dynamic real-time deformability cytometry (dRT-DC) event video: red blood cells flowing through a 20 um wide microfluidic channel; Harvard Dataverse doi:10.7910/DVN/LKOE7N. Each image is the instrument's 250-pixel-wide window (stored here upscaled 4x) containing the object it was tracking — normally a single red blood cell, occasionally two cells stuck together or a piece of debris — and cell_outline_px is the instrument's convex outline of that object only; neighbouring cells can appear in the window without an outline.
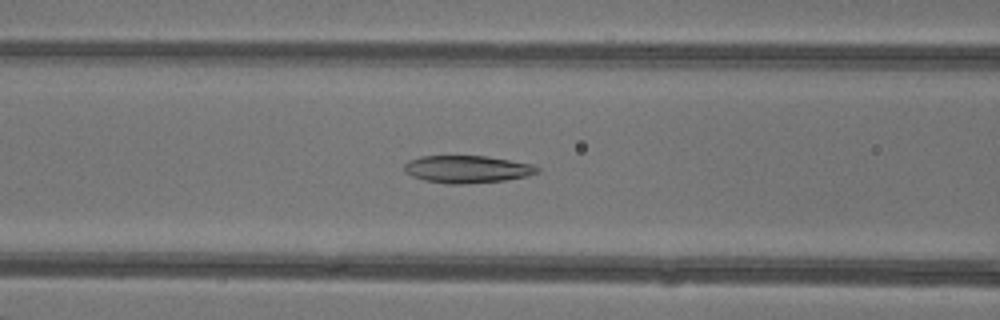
{"species": "common noctule bat (a hibernating species)", "species_latin": "Nyctalus noctula", "temperature_condition": "warm", "stored_images_in_passage": 34, "camera_frame_rate_fps": 3000, "um_per_image_px": 0.085, "animal": {"sex": "female"}, "frame": {"image": 1, "passage_image": 7, "time_ms": 2.0, "image_size_px": [1000, 320], "cell_outline_px": [[540, 172], [528, 176], [504, 180], [464, 184], [448, 184], [424, 180], [412, 176], [404, 172], [404, 164], [408, 160], [420, 156], [488, 156], [532, 164], [540, 168]], "centroid_in_image_um": [39.7, 14.38], "position_along_channel_um": 126.9, "area_um2": 21.39}}
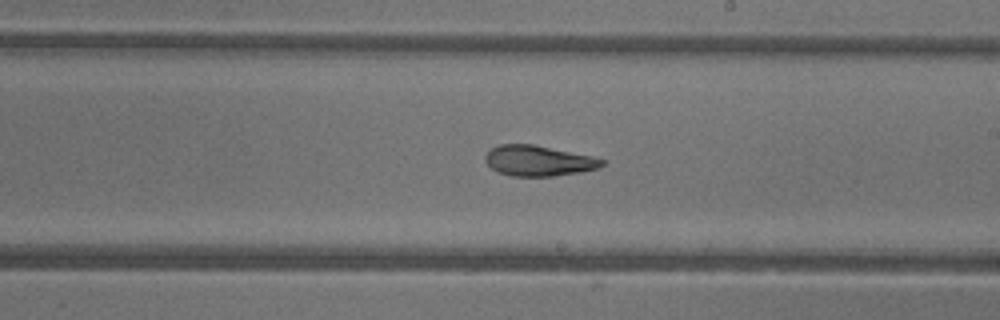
{"frame": {"image": 2, "passage_image": 15, "time_ms": 4.667, "image_size_px": [1000, 320], "cell_outline_px": [[604, 164], [596, 168], [580, 172], [552, 176], [512, 176], [496, 172], [484, 160], [484, 156], [492, 148], [500, 144], [532, 144], [592, 156], [604, 160]], "centroid_in_image_um": [45.73, 13.66], "position_along_channel_um": 243.3, "area_um2": 20.58}}
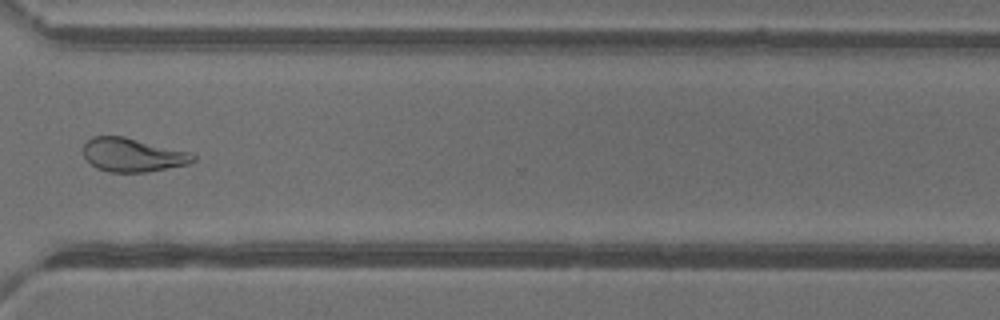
{"frame": {"image": 3, "passage_image": 23, "time_ms": 7.333, "image_size_px": [1000, 320], "cell_outline_px": [[196, 160], [188, 164], [148, 172], [108, 172], [96, 168], [84, 156], [84, 144], [92, 136], [124, 136], [192, 152], [196, 156]], "centroid_in_image_um": [11.31, 13.17], "position_along_channel_um": 359.3, "area_um2": 21.68}, "authors_computed_cell_mechanics": {"area_um2": 21.8773, "velocity_mm_per_s": 4.3575, "shape_relaxation_time_tau1_ms": null, "shape_relaxation_time_tau2_ms": 3.4485, "deformation_change_tau1": null, "deformation_change_tau2": 0.112}}